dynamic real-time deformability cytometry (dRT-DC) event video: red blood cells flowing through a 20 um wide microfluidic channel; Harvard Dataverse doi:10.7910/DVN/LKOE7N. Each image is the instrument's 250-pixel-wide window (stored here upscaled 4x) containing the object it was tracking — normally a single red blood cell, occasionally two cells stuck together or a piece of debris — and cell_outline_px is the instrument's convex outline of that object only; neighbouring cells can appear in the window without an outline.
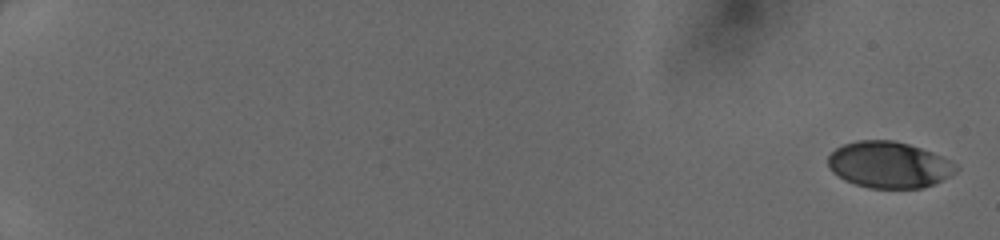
{"species": "human", "species_latin": "Homo sapiens", "temperature_condition": "cold", "stored_images_in_passage": 11, "camera_frame_rate_fps": 3000, "um_per_image_px": 0.085, "donor": {"sex": "female"}, "frame": {"image": 1, "passage_image": 1, "time_ms": 0.0, "image_size_px": [1000, 240], "cell_outline_px": [[960, 168], [956, 172], [924, 188], [868, 188], [844, 180], [832, 172], [828, 168], [828, 156], [836, 148], [844, 144], [856, 140], [892, 140], [908, 144], [932, 152], [956, 164]], "centroid_in_image_um": [75.53, 14.01], "position_along_channel_um": 9.5, "area_um2": 34.45}}
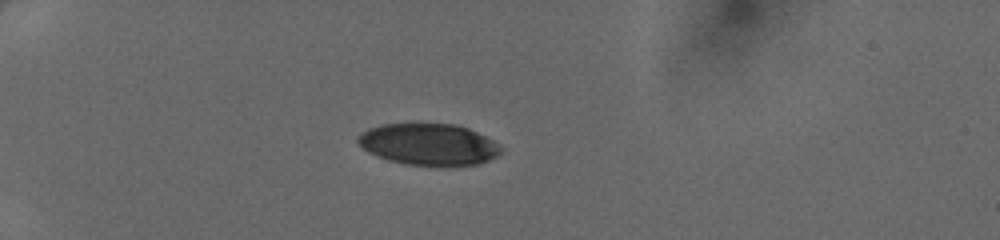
{"frame": {"image": 2, "passage_image": 8, "time_ms": 2.333, "image_size_px": [1000, 240], "cell_outline_px": [[504, 148], [496, 156], [488, 160], [476, 164], [452, 168], [404, 164], [388, 160], [368, 152], [356, 140], [368, 128], [384, 124], [456, 124], [468, 128], [500, 144]], "centroid_in_image_um": [36.49, 12.3], "position_along_channel_um": 48.5, "area_um2": 34.97}}
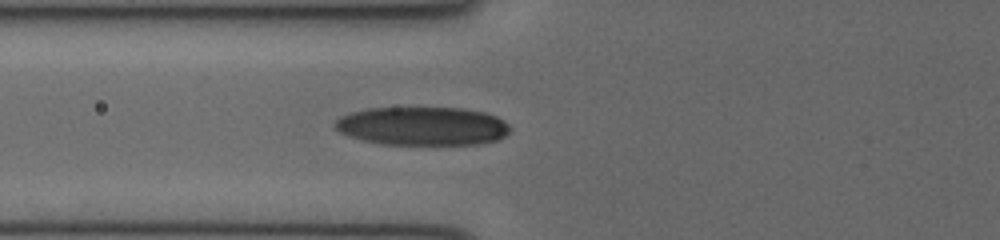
{"frame": {"image": 3, "passage_image": 11, "time_ms": 3.333, "image_size_px": [1000, 240], "cell_outline_px": [[508, 132], [500, 140], [480, 144], [380, 144], [360, 140], [348, 136], [340, 132], [332, 124], [340, 116], [352, 112], [368, 108], [464, 108], [488, 112], [504, 120], [508, 124]], "centroid_in_image_um": [35.91, 10.72], "position_along_channel_um": 89.9, "area_um2": 39.59}}